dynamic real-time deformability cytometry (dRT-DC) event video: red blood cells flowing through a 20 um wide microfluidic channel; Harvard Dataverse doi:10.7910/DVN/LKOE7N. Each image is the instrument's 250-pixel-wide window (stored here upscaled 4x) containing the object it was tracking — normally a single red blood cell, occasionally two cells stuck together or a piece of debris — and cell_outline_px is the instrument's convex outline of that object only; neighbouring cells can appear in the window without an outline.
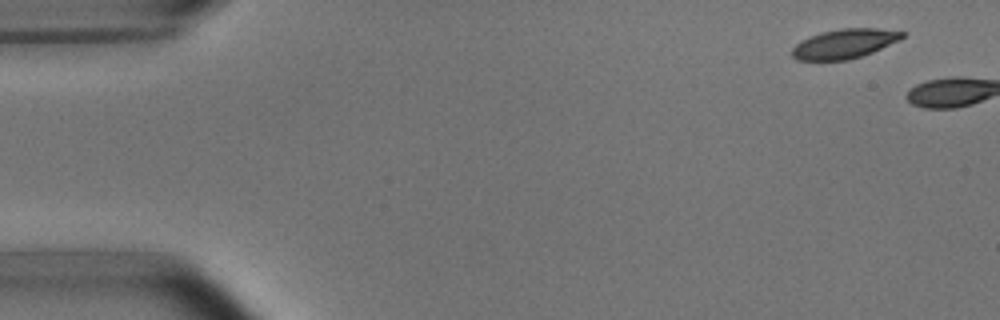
{"species": "common noctule bat (a hibernating species)", "species_latin": "Nyctalus noctula", "temperature_condition": "room temperature", "stored_images_in_passage": 2, "camera_frame_rate_fps": 3000, "um_per_image_px": 0.085, "animal": {"sex": "male", "body_mass_g": 15.6}, "frame": {"image": 1, "passage_image": 1, "time_ms": 0.0, "image_size_px": [1000, 320], "cell_outline_px": [[908, 32], [900, 40], [872, 52], [848, 60], [796, 60], [792, 56], [792, 48], [800, 40], [820, 32], [840, 28], [876, 28]], "centroid_in_image_um": [71.78, 3.7], "position_along_channel_um": 13.2, "area_um2": 19.02}}